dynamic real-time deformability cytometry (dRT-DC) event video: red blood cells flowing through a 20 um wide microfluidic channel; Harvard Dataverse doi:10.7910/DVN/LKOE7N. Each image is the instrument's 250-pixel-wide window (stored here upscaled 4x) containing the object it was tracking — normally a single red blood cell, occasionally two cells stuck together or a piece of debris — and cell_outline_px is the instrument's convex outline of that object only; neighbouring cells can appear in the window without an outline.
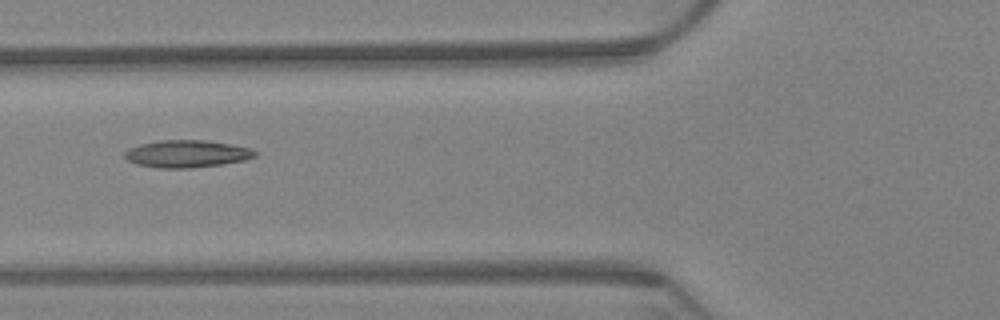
{"species": "Egyptian fruit bat (a non-hibernating species)", "species_latin": "Rousettus aegyptiacus", "temperature_condition": "warm", "stored_images_in_passage": 10, "camera_frame_rate_fps": 3000, "um_per_image_px": 0.085, "animal": {"sex": "female"}, "frame": {"image": 1, "passage_image": 6, "time_ms": 1.667, "image_size_px": [1000, 320], "cell_outline_px": [[256, 156], [244, 160], [220, 164], [188, 168], [156, 168], [136, 164], [128, 160], [124, 156], [124, 152], [140, 144], [160, 140], [204, 140], [228, 144], [248, 148], [256, 152]], "centroid_in_image_um": [15.84, 13.08], "position_along_channel_um": 110.0, "area_um2": 20.4}}
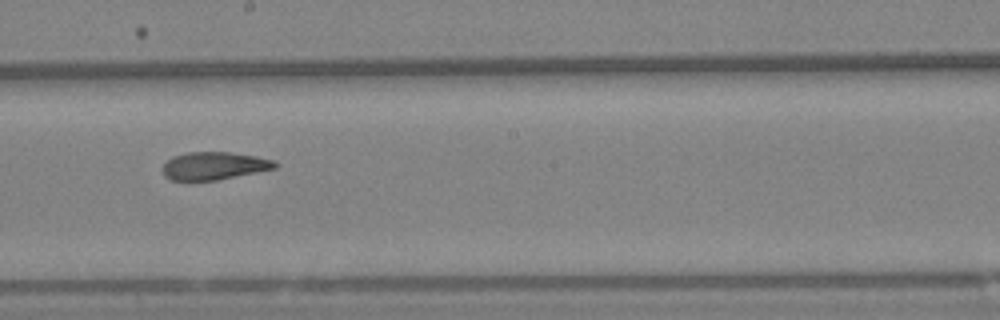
{"frame": {"image": 2, "passage_image": 9, "time_ms": 2.667, "image_size_px": [1000, 320], "cell_outline_px": [[280, 164], [276, 168], [216, 180], [172, 180], [164, 176], [160, 168], [172, 156], [188, 152], [232, 152], [256, 156], [276, 160]], "centroid_in_image_um": [18.2, 14.08], "position_along_channel_um": 230.0, "area_um2": 18.32}}
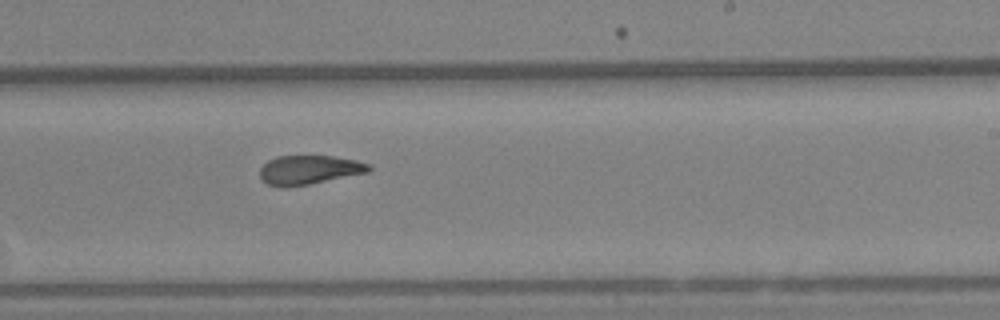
{"frame": {"image": 3, "passage_image": 10, "time_ms": 3.0, "image_size_px": [1000, 320], "cell_outline_px": [[372, 168], [368, 172], [308, 184], [268, 184], [260, 176], [260, 168], [268, 160], [276, 156], [332, 156], [356, 160], [368, 164]], "centroid_in_image_um": [26.31, 14.39], "position_along_channel_um": 262.7, "area_um2": 17.69}}